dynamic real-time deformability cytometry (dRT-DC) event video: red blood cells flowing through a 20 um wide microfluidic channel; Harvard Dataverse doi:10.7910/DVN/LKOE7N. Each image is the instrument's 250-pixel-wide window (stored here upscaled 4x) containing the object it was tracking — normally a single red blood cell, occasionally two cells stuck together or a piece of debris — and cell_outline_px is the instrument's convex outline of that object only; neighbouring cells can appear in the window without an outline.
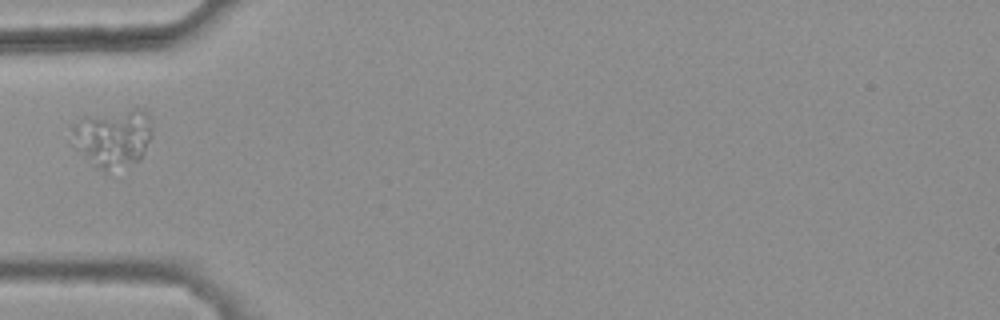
{"species": "common noctule bat (a hibernating species)", "species_latin": "Nyctalus noctula", "temperature_condition": "warm", "stored_images_in_passage": 32, "camera_frame_rate_fps": 3000, "um_per_image_px": 0.085, "animal": {"sex": "female", "body_mass_g": 25.1}, "frame": {"image": 1, "passage_image": 1, "time_ms": 0.0, "image_size_px": [1000, 320], "cell_outline_px": [[152, 136], [140, 160], [104, 172], [96, 168], [68, 144], [72, 124], [84, 116], [132, 108], [144, 108], [148, 112], [152, 124]], "centroid_in_image_um": [9.54, 11.69], "position_along_channel_um": 75.5, "area_um2": 28.32}}
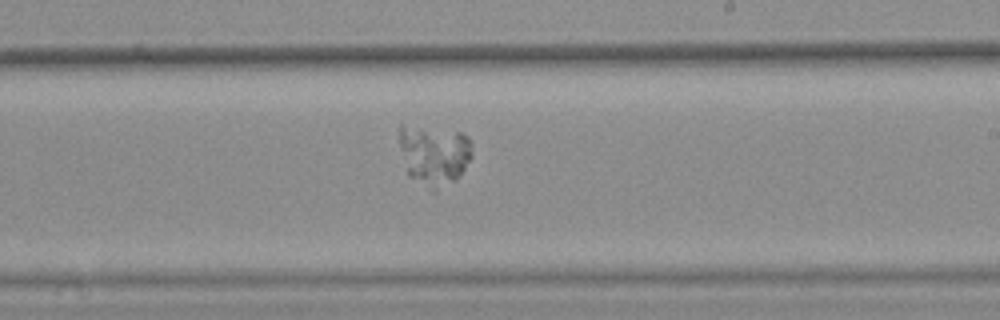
{"frame": {"image": 2, "passage_image": 15, "time_ms": 4.667, "image_size_px": [1000, 320], "cell_outline_px": [[472, 156], [464, 168], [452, 180], [408, 176], [400, 148], [400, 124], [460, 132], [468, 136], [472, 144]], "centroid_in_image_um": [36.9, 12.92], "position_along_channel_um": 252.1, "area_um2": 23.12}}
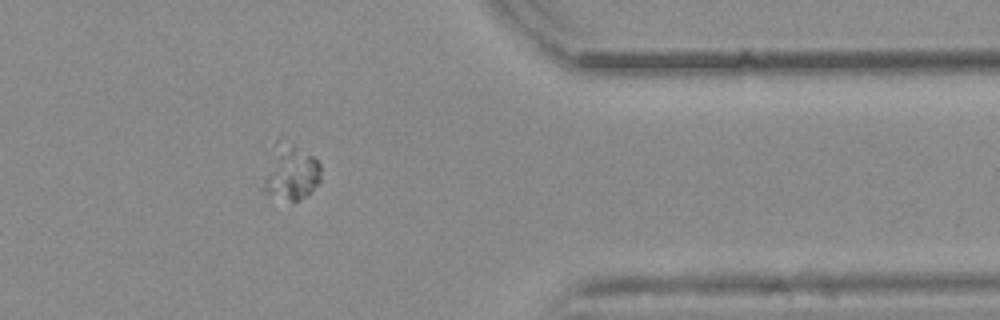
{"frame": {"image": 3, "passage_image": 27, "time_ms": 8.667, "image_size_px": [1000, 320], "cell_outline_px": [[320, 184], [308, 196], [300, 200], [292, 200], [268, 192], [260, 188], [268, 152], [276, 136], [280, 132], [312, 156], [320, 164]], "centroid_in_image_um": [24.65, 14.49], "position_along_channel_um": 386.8, "area_um2": 19.88}}